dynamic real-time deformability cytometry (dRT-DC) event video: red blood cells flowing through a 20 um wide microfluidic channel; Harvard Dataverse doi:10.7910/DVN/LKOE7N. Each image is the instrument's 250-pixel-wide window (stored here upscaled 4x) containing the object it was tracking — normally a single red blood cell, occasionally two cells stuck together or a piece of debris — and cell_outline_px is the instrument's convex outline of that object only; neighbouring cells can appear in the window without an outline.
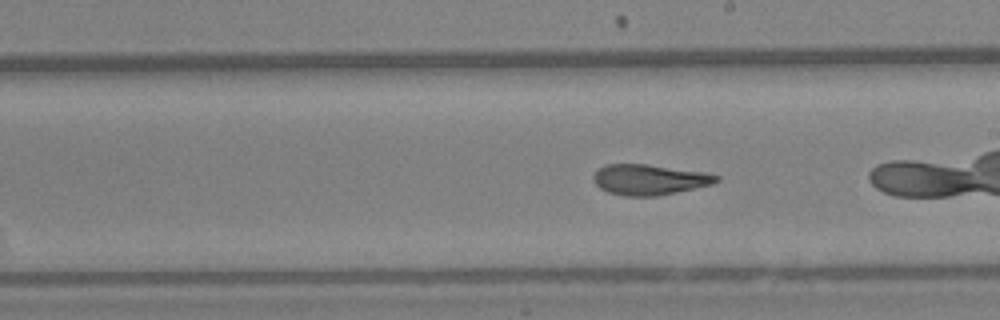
{"species": "Egyptian fruit bat (a non-hibernating species)", "species_latin": "Rousettus aegyptiacus", "temperature_condition": "warm", "stored_images_in_passage": 63, "camera_frame_rate_fps": 3000, "um_per_image_px": 0.085, "animal": {"sex": "female"}, "frame": {"image": 1, "passage_image": 34, "time_ms": 11.0, "image_size_px": [1000, 320], "cell_outline_px": [[720, 180], [712, 184], [676, 192], [656, 196], [624, 196], [608, 192], [600, 188], [592, 180], [592, 176], [604, 164], [648, 164], [704, 172], [720, 176]], "centroid_in_image_um": [55.18, 15.26], "position_along_channel_um": 233.8, "area_um2": 21.85}}
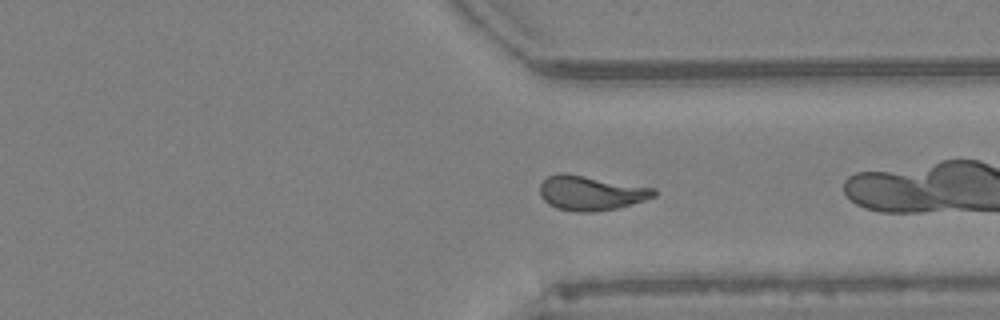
{"frame": {"image": 2, "passage_image": 46, "time_ms": 15.0, "image_size_px": [1000, 320], "cell_outline_px": [[656, 196], [620, 208], [596, 212], [576, 212], [556, 208], [548, 204], [540, 196], [540, 184], [548, 176], [556, 172], [568, 172], [656, 188]], "centroid_in_image_um": [50.22, 16.39], "position_along_channel_um": 361.2, "area_um2": 23.58}, "authors_computed_cell_mechanics": {"area_um2": 22.4264, "velocity_mm_per_s": 3.1644, "shape_relaxation_time_tau1_ms": 9.1842, "shape_relaxation_time_tau2_ms": 2.3594, "deformation_change_tau1": 0.2359, "deformation_change_tau2": 0.1098}}